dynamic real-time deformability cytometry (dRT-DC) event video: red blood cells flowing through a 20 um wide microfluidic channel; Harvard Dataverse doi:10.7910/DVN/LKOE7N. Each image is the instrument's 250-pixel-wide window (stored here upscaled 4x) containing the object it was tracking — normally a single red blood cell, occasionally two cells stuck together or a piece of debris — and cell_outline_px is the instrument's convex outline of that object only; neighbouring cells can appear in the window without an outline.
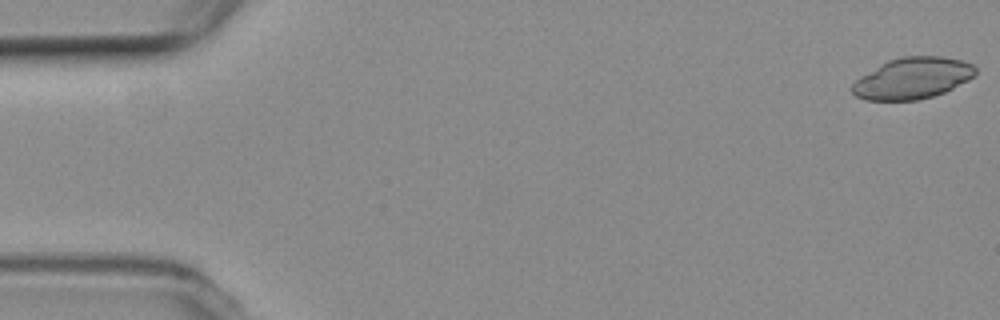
{"species": "common noctule bat (a hibernating species)", "species_latin": "Nyctalus noctula", "temperature_condition": "room temperature", "stored_images_in_passage": 4, "camera_frame_rate_fps": 3000, "um_per_image_px": 0.085, "animal": {"sex": "female", "body_mass_g": 19.3, "forearm_length_mm": 54.1}, "frame": {"image": 1, "passage_image": 1, "time_ms": 0.0, "image_size_px": [1000, 320], "cell_outline_px": [[976, 76], [944, 92], [932, 96], [916, 100], [864, 100], [856, 96], [852, 92], [852, 84], [860, 76], [880, 64], [888, 60], [900, 56], [944, 56], [964, 60], [972, 64], [976, 68]], "centroid_in_image_um": [77.57, 6.63], "position_along_channel_um": 7.4, "area_um2": 29.82}}
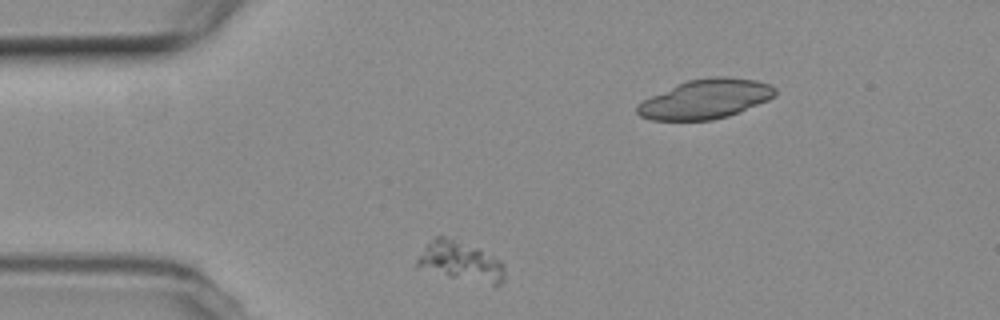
{"frame": {"image": 2, "passage_image": 3, "time_ms": 2.667, "image_size_px": [1000, 320], "cell_outline_px": [[504, 280], [496, 288], [416, 268], [416, 260], [428, 244], [436, 236], [444, 236], [480, 248], [500, 260], [504, 264]], "centroid_in_image_um": [39.21, 22.27], "position_along_channel_um": 45.8, "area_um2": 20.52}}